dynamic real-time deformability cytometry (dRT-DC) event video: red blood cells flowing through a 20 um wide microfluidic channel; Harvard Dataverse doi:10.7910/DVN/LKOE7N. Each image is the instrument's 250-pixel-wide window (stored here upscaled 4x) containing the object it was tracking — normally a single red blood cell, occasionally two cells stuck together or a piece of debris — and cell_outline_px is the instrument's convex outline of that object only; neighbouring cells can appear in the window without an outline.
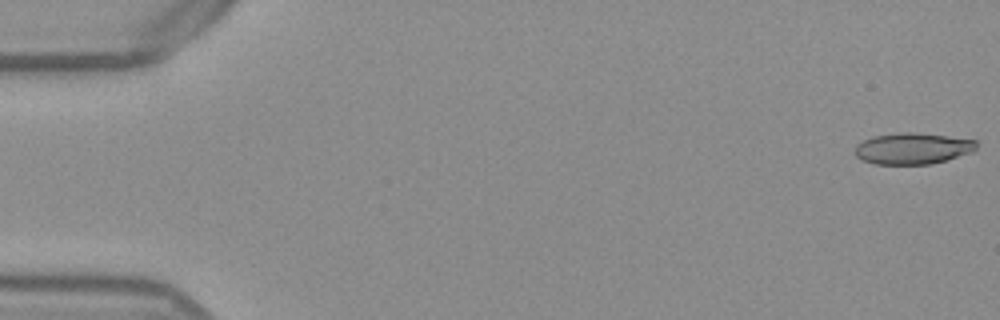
{"species": "Egyptian fruit bat (a non-hibernating species)", "species_latin": "Rousettus aegyptiacus", "temperature_condition": "warm", "stored_images_in_passage": 25, "camera_frame_rate_fps": 3000, "um_per_image_px": 0.085, "frame": {"image": 1, "passage_image": 1, "time_ms": 0.0, "image_size_px": [1000, 320], "cell_outline_px": [[976, 148], [972, 152], [932, 164], [876, 164], [860, 160], [856, 156], [856, 144], [872, 136], [900, 132], [912, 132], [948, 136], [976, 140]], "centroid_in_image_um": [77.55, 12.62], "position_along_channel_um": 7.4, "area_um2": 22.14}}
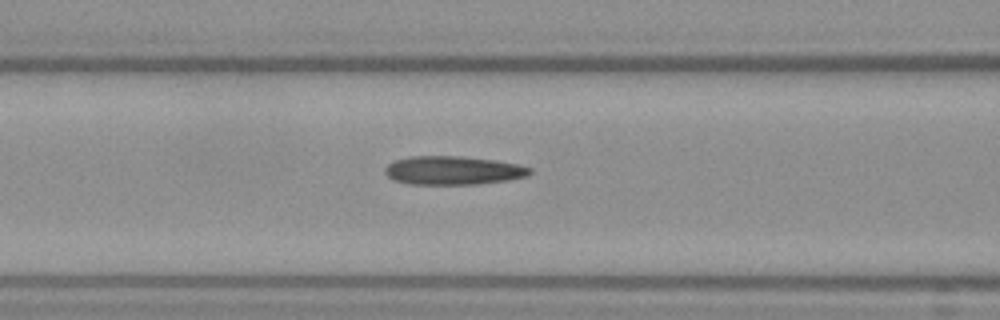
{"frame": {"image": 2, "passage_image": 22, "time_ms": 7.0, "image_size_px": [1000, 320], "cell_outline_px": [[532, 172], [528, 176], [508, 180], [480, 184], [408, 184], [392, 180], [384, 172], [384, 168], [388, 164], [396, 160], [412, 156], [460, 156], [496, 160], [516, 164], [532, 168]], "centroid_in_image_um": [38.51, 14.49], "position_along_channel_um": 128.1, "area_um2": 24.28}}
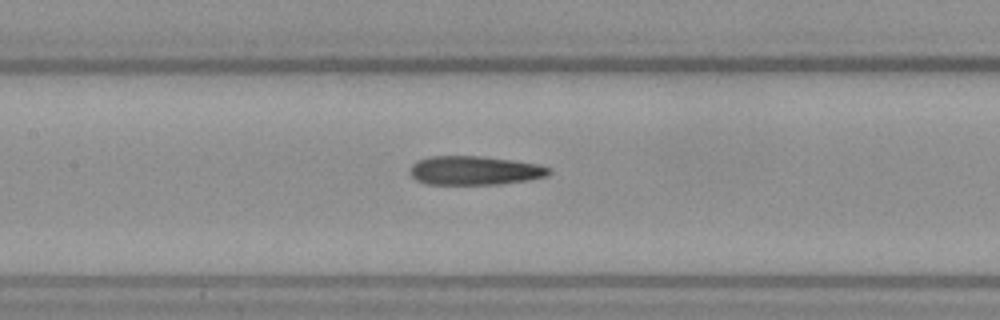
{"frame": {"image": 3, "passage_image": 25, "time_ms": 8.0, "image_size_px": [1000, 320], "cell_outline_px": [[552, 172], [548, 176], [532, 180], [500, 184], [424, 184], [416, 180], [408, 172], [412, 164], [420, 160], [432, 156], [480, 156], [512, 160], [540, 164], [552, 168]], "centroid_in_image_um": [40.4, 14.5], "position_along_channel_um": 167.0, "area_um2": 23.7}}